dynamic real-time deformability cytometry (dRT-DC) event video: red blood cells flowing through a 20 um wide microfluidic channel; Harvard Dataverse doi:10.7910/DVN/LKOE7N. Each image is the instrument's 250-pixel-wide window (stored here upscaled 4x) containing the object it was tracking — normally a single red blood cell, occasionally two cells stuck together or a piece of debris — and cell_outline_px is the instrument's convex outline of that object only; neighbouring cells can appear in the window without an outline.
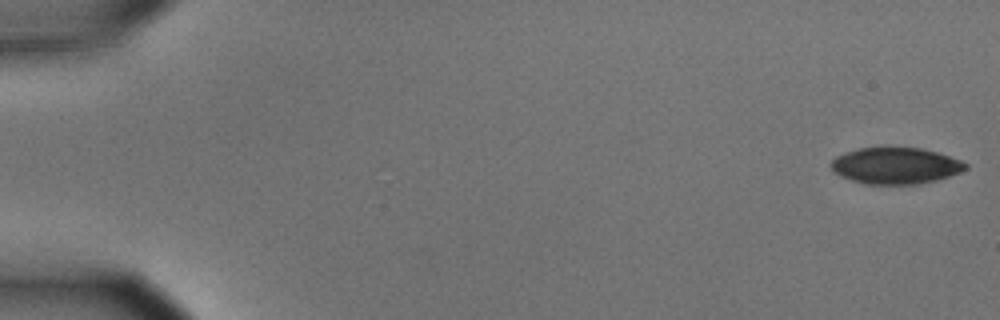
{"species": "common noctule bat (a hibernating species)", "species_latin": "Nyctalus noctula", "temperature_condition": "cold", "stored_images_in_passage": 53, "camera_frame_rate_fps": 3000, "um_per_image_px": 0.085, "animal": {"sex": "male", "body_mass_g": 15.6}, "frame": {"image": 1, "passage_image": 1, "time_ms": 0.0, "image_size_px": [1000, 320], "cell_outline_px": [[968, 168], [960, 172], [936, 180], [920, 184], [868, 184], [852, 180], [840, 176], [832, 172], [828, 164], [836, 156], [860, 148], [884, 144], [920, 148], [936, 152], [960, 160], [968, 164]], "centroid_in_image_um": [76.08, 14.05], "position_along_channel_um": 8.9, "area_um2": 29.25}}
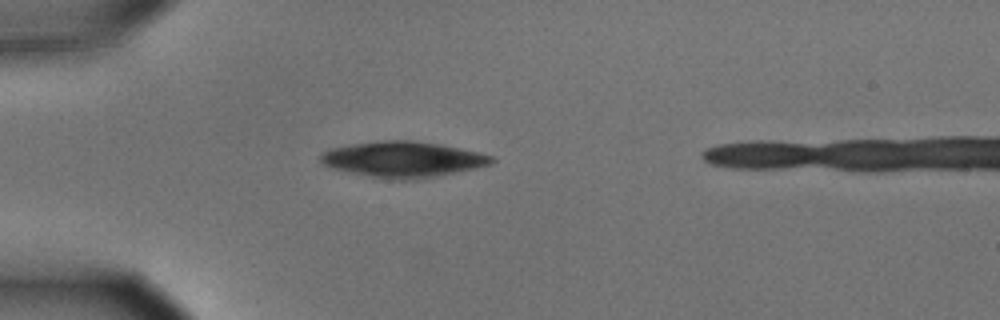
{"frame": {"image": 2, "passage_image": 16, "time_ms": 5.0, "image_size_px": [1000, 320], "cell_outline_px": [[496, 160], [492, 164], [476, 168], [416, 180], [400, 180], [372, 176], [332, 168], [320, 164], [320, 156], [324, 152], [332, 148], [352, 144], [384, 140], [412, 140], [440, 144], [460, 148], [492, 156]], "centroid_in_image_um": [34.27, 13.54], "position_along_channel_um": 50.7, "area_um2": 35.32}}
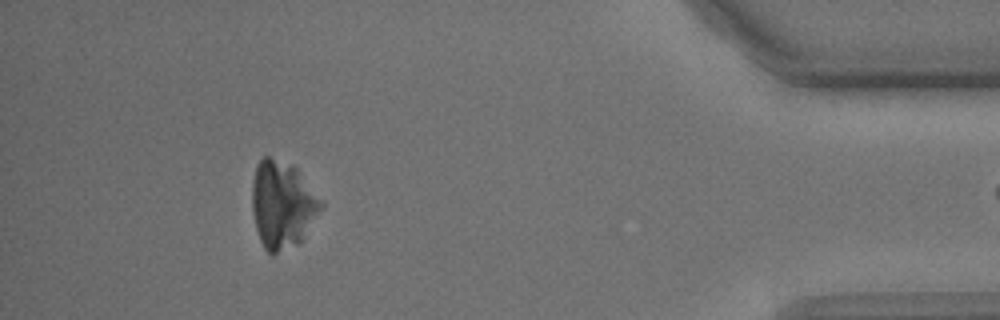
{"frame": {"image": 3, "passage_image": 52, "time_ms": 17.0, "image_size_px": [1000, 320], "cell_outline_px": [[324, 208], [300, 244], [272, 256], [264, 248], [260, 240], [256, 228], [252, 212], [252, 180], [256, 164], [264, 156], [268, 156], [292, 164], [300, 172], [324, 200]], "centroid_in_image_um": [24.04, 17.41], "position_along_channel_um": 411.2, "area_um2": 36.07}}